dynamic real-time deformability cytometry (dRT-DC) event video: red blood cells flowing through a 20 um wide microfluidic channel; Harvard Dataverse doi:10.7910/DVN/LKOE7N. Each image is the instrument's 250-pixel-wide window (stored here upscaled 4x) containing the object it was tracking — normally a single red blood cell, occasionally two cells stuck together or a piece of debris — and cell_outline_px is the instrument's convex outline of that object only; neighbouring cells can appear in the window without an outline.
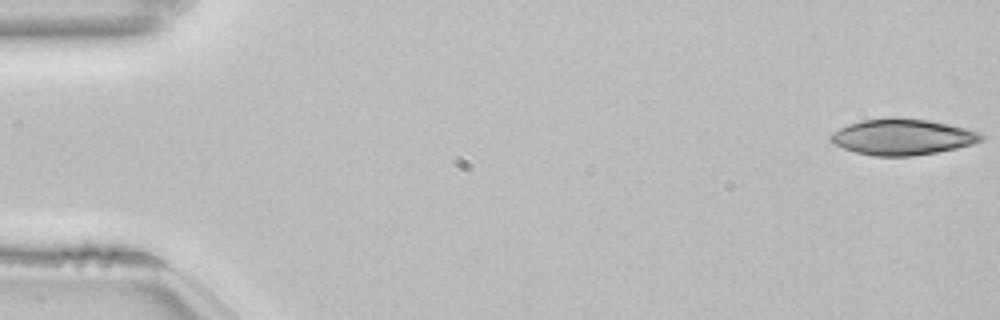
{"species": "common noctule bat (a hibernating species)", "species_latin": "Nyctalus noctula", "temperature_condition": "room temperature", "stored_images_in_passage": 53, "camera_frame_rate_fps": 3000, "um_per_image_px": 0.085, "animal": {"sex": "female", "body_mass_g": 22.7, "forearm_length_mm": 54.2}, "frame": {"image": 1, "passage_image": 1, "time_ms": 0.0, "image_size_px": [1000, 320], "cell_outline_px": [[984, 140], [972, 144], [956, 148], [936, 152], [912, 156], [872, 156], [856, 152], [832, 144], [828, 140], [828, 136], [840, 128], [848, 124], [860, 120], [888, 116], [896, 116], [928, 120], [948, 124], [980, 132], [984, 136]], "centroid_in_image_um": [76.67, 11.62], "position_along_channel_um": 8.3, "area_um2": 31.96}}